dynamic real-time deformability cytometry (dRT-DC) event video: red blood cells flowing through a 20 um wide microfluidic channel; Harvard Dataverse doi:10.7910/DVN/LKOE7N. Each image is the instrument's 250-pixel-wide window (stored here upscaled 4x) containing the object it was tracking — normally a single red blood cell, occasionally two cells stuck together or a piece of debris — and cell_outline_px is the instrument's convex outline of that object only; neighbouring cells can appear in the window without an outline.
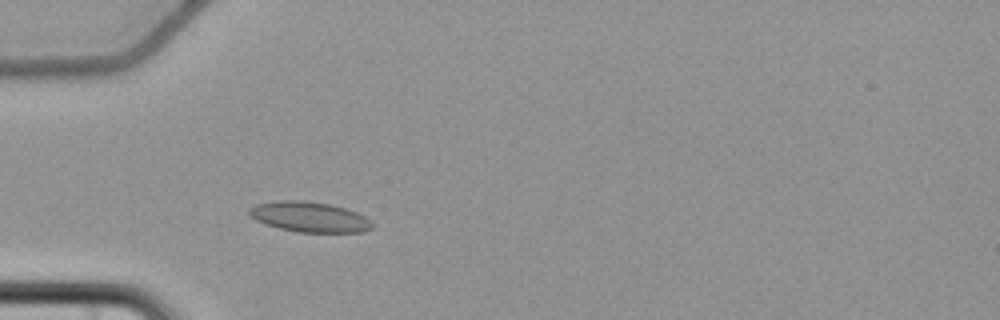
{"species": "common noctule bat (a hibernating species)", "species_latin": "Nyctalus noctula", "temperature_condition": "cold", "stored_images_in_passage": 3, "camera_frame_rate_fps": 3000, "um_per_image_px": 0.085, "animal": {"sex": "female", "body_mass_g": 22.7, "forearm_length_mm": 54.2}, "frame": {"image": 1, "passage_image": 3, "time_ms": 2.667, "image_size_px": [1000, 320], "cell_outline_px": [[372, 228], [364, 232], [296, 232], [280, 228], [256, 220], [248, 216], [248, 212], [256, 204], [276, 200], [300, 200], [332, 204], [356, 212], [364, 216], [372, 224]], "centroid_in_image_um": [26.29, 18.43], "position_along_channel_um": 58.7, "area_um2": 21.56}}